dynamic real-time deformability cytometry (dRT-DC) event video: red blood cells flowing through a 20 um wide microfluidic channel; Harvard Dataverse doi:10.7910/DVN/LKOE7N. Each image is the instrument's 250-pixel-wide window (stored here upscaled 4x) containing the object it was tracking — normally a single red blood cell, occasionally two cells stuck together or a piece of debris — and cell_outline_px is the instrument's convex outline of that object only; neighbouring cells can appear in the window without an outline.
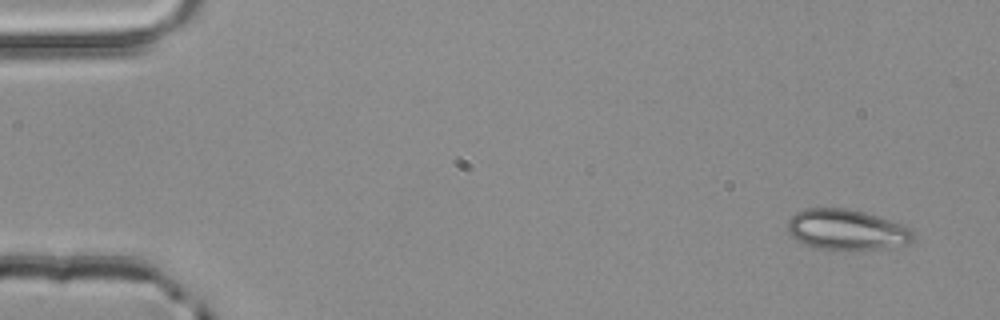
{"species": "common noctule bat (a hibernating species)", "species_latin": "Nyctalus noctula", "temperature_condition": "room temperature", "stored_images_in_passage": 3, "camera_frame_rate_fps": 3000, "um_per_image_px": 0.085, "animal": {"sex": "male", "body_mass_g": 20.4}, "frame": {"image": 1, "passage_image": 1, "time_ms": 0.0, "image_size_px": [1000, 320], "cell_outline_px": [[912, 240], [908, 244], [888, 248], [836, 252], [816, 248], [800, 244], [788, 232], [788, 220], [796, 212], [804, 208], [844, 208], [864, 212], [912, 228]], "centroid_in_image_um": [71.92, 19.57], "position_along_channel_um": 13.1, "area_um2": 30.29}}